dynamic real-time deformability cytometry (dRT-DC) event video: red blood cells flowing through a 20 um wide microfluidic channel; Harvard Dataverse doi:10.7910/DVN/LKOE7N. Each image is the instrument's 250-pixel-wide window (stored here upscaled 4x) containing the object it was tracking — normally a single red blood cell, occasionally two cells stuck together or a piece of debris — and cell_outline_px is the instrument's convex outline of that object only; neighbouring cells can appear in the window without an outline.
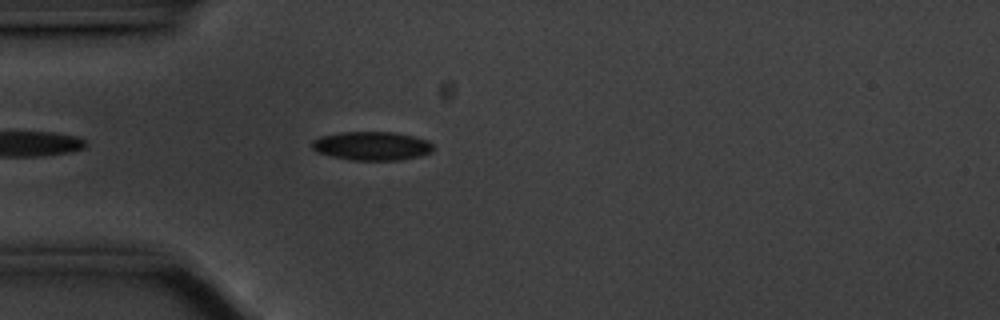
{"species": "common noctule bat (a hibernating species)", "species_latin": "Nyctalus noctula", "temperature_condition": "cold", "stored_images_in_passage": 10, "camera_frame_rate_fps": 3000, "um_per_image_px": 0.085, "animal": {"sex": "male", "body_mass_g": 20.1, "forearm_length_mm": 53.5}, "frame": {"image": 1, "passage_image": 5, "time_ms": 1.333, "image_size_px": [1000, 320], "cell_outline_px": [[432, 152], [420, 156], [400, 160], [352, 160], [332, 156], [316, 152], [312, 148], [312, 140], [320, 136], [340, 132], [392, 132], [412, 136], [428, 140], [432, 144]], "centroid_in_image_um": [31.59, 12.4], "position_along_channel_um": 53.4, "area_um2": 20.29}}